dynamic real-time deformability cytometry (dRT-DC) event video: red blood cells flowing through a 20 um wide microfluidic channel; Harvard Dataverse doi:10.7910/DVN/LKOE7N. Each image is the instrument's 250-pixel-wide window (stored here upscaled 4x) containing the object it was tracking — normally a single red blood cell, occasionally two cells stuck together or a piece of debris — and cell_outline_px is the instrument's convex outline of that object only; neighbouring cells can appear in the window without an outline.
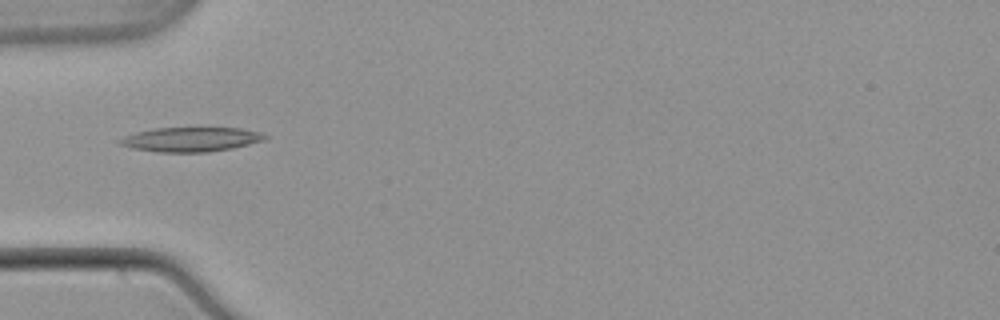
{"species": "common noctule bat (a hibernating species)", "species_latin": "Nyctalus noctula", "temperature_condition": "warm", "stored_images_in_passage": 5, "camera_frame_rate_fps": 3000, "um_per_image_px": 0.085, "animal": {"sex": "male", "body_mass_g": 21.5, "forearm_length_mm": 52.0}, "frame": {"image": 1, "passage_image": 1, "time_ms": 0.0, "image_size_px": [1000, 320], "cell_outline_px": [[268, 136], [264, 140], [232, 148], [208, 152], [160, 152], [132, 148], [120, 144], [116, 140], [124, 136], [136, 132], [156, 128], [240, 128], [260, 132]], "centroid_in_image_um": [16.21, 11.85], "position_along_channel_um": 68.8, "area_um2": 20.52}}